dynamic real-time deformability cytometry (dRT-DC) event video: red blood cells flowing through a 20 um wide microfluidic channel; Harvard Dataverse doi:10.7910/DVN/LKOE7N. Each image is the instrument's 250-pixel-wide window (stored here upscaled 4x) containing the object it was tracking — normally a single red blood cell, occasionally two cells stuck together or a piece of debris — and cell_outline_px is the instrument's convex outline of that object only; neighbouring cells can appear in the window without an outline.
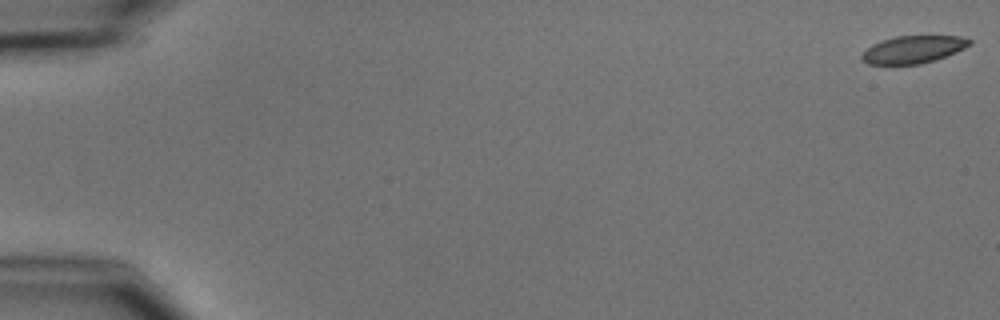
{"species": "common noctule bat (a hibernating species)", "species_latin": "Nyctalus noctula", "temperature_condition": "cold", "stored_images_in_passage": 6, "camera_frame_rate_fps": 3000, "um_per_image_px": 0.085, "animal": {"sex": "male", "body_mass_g": 15.6}, "frame": {"image": 1, "passage_image": 1, "time_ms": 0.0, "image_size_px": [1000, 320], "cell_outline_px": [[972, 44], [964, 48], [944, 56], [920, 64], [868, 64], [860, 60], [860, 56], [872, 44], [896, 36], [960, 36], [972, 40]], "centroid_in_image_um": [77.6, 4.2], "position_along_channel_um": 7.4, "area_um2": 16.99}}
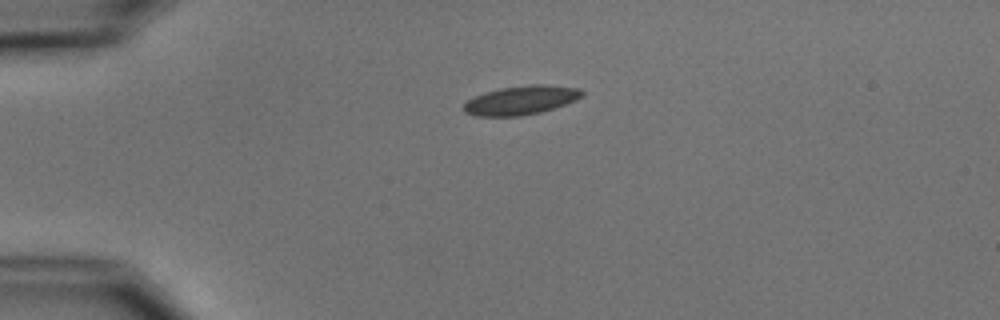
{"frame": {"image": 2, "passage_image": 4, "time_ms": 4.333, "image_size_px": [1000, 320], "cell_outline_px": [[584, 96], [576, 100], [556, 108], [540, 112], [520, 116], [476, 116], [464, 112], [464, 104], [468, 100], [484, 92], [500, 88], [532, 84], [548, 84], [580, 88], [584, 92]], "centroid_in_image_um": [44.34, 8.51], "position_along_channel_um": 40.7, "area_um2": 20.11}}